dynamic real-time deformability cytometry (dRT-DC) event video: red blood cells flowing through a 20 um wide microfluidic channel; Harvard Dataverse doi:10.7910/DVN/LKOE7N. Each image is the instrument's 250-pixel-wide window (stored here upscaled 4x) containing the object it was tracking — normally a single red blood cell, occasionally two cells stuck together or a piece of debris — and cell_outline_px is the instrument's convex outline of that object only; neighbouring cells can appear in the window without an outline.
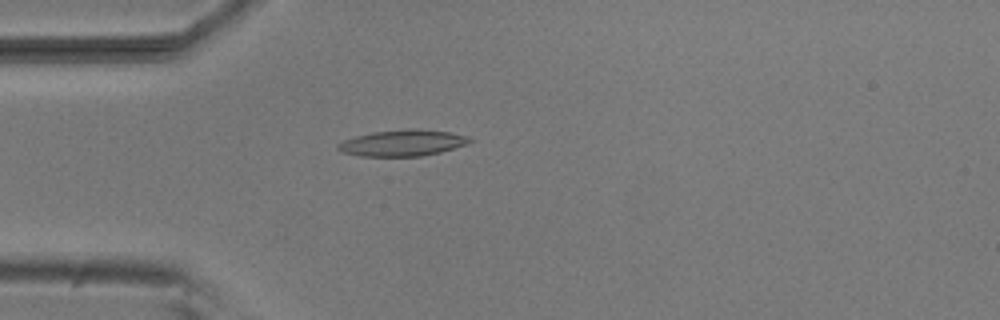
{"species": "common noctule bat (a hibernating species)", "species_latin": "Nyctalus noctula", "temperature_condition": "room temperature", "stored_images_in_passage": 52, "camera_frame_rate_fps": 3000, "um_per_image_px": 0.085, "animal": {"sex": "male", "body_mass_g": 20.5, "forearm_length_mm": 52.5}, "frame": {"image": 1, "passage_image": 14, "time_ms": 4.333, "image_size_px": [1000, 320], "cell_outline_px": [[476, 140], [468, 144], [440, 152], [420, 156], [360, 156], [344, 152], [336, 148], [336, 144], [344, 140], [356, 136], [372, 132], [412, 128], [416, 128], [448, 132], [468, 136]], "centroid_in_image_um": [34.25, 12.14], "position_along_channel_um": 50.7, "area_um2": 20.17}}
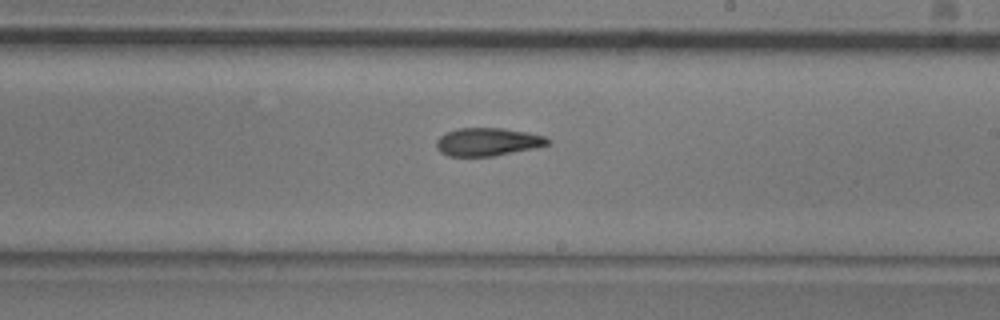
{"frame": {"image": 2, "passage_image": 30, "time_ms": 9.667, "image_size_px": [1000, 320], "cell_outline_px": [[552, 140], [548, 144], [536, 148], [492, 156], [448, 156], [440, 152], [436, 148], [436, 140], [444, 132], [456, 128], [500, 128], [528, 132], [544, 136]], "centroid_in_image_um": [41.43, 12.05], "position_along_channel_um": 247.6, "area_um2": 18.32}}
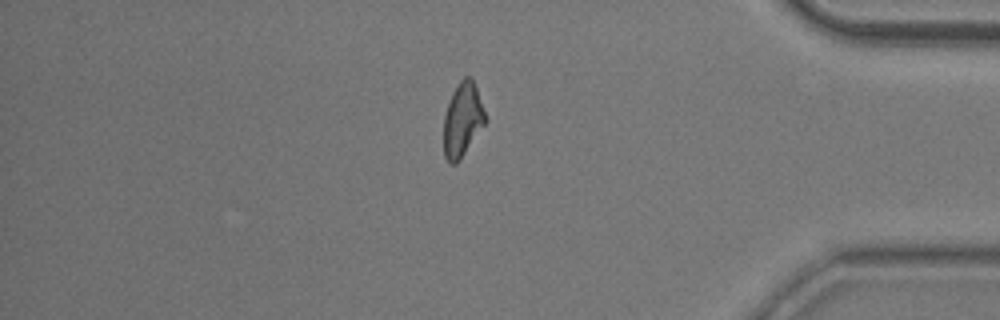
{"frame": {"image": 3, "passage_image": 44, "time_ms": 14.333, "image_size_px": [1000, 320], "cell_outline_px": [[484, 124], [460, 160], [456, 164], [448, 164], [444, 156], [444, 116], [452, 92], [460, 80], [464, 76], [468, 76], [472, 80], [476, 88], [484, 112]], "centroid_in_image_um": [39.27, 10.21], "position_along_channel_um": 395.9, "area_um2": 17.51}, "authors_computed_cell_mechanics": {"area_um2": 18.4671, "velocity_mm_per_s": 3.8343, "shape_relaxation_time_tau1_ms": 6.1325, "shape_relaxation_time_tau2_ms": 4.0591, "deformation_change_tau1": 0.173, "deformation_change_tau2": 0.1285}}